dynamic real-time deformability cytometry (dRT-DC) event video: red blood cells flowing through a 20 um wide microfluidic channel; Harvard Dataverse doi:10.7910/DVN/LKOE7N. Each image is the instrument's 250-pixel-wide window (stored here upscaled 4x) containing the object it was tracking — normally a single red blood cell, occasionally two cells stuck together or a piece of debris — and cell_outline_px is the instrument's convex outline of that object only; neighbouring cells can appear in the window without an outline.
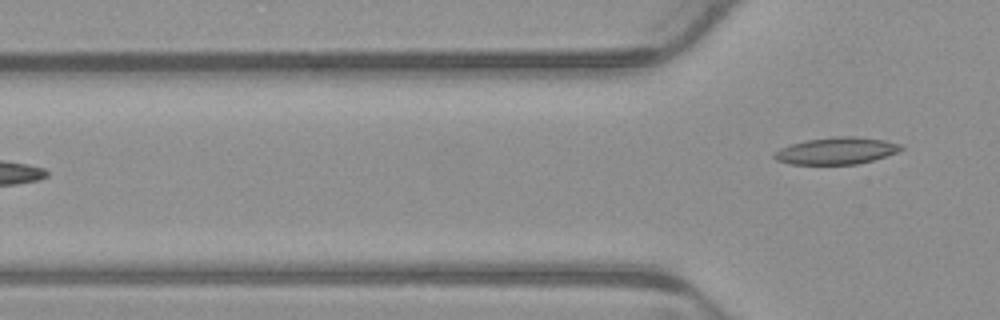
{"species": "common noctule bat (a hibernating species)", "species_latin": "Nyctalus noctula", "temperature_condition": "warm", "stored_images_in_passage": 6, "camera_frame_rate_fps": 3000, "um_per_image_px": 0.085, "animal": {"sex": "male", "body_mass_g": 23.1, "forearm_length_mm": 52.7}, "frame": {"image": 1, "passage_image": 6, "time_ms": 1.667, "image_size_px": [1000, 320], "cell_outline_px": [[904, 148], [896, 152], [872, 160], [856, 164], [788, 164], [776, 160], [772, 156], [780, 148], [792, 144], [808, 140], [832, 136], [856, 136], [884, 140], [900, 144]], "centroid_in_image_um": [71.07, 12.81], "position_along_channel_um": 54.7, "area_um2": 19.71}}